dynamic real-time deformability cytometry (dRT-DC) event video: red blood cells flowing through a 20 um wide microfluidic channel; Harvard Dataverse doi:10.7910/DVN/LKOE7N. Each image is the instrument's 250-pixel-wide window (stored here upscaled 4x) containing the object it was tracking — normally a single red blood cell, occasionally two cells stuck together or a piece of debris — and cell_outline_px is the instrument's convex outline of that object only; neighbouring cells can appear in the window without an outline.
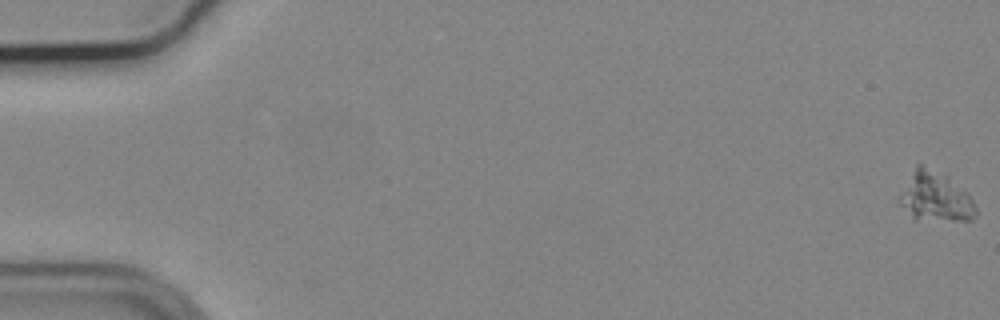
{"species": "common noctule bat (a hibernating species)", "species_latin": "Nyctalus noctula", "temperature_condition": "cold", "stored_images_in_passage": 17, "camera_frame_rate_fps": 3000, "um_per_image_px": 0.085, "animal": {"sex": "male", "body_mass_g": 19.2, "forearm_length_mm": 51.8}, "frame": {"image": 1, "passage_image": 1, "time_ms": 0.0, "image_size_px": [1000, 320], "cell_outline_px": [[976, 216], [972, 220], [912, 220], [900, 204], [900, 196], [916, 164], [920, 164], [948, 176], [972, 200], [976, 208]], "centroid_in_image_um": [79.49, 16.77], "position_along_channel_um": 5.5, "area_um2": 21.62}}
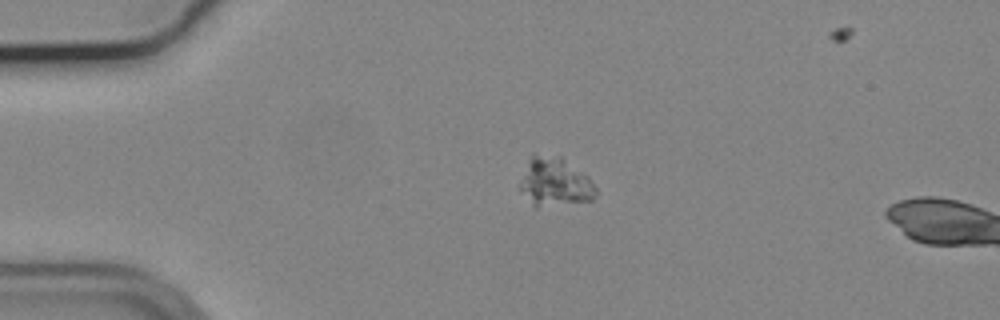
{"frame": {"image": 2, "passage_image": 14, "time_ms": 4.333, "image_size_px": [1000, 320], "cell_outline_px": [[596, 196], [592, 200], [536, 208], [520, 192], [520, 184], [528, 160], [532, 152], [560, 156], [584, 172], [588, 176], [596, 188]], "centroid_in_image_um": [47.16, 15.46], "position_along_channel_um": 37.8, "area_um2": 21.79}}